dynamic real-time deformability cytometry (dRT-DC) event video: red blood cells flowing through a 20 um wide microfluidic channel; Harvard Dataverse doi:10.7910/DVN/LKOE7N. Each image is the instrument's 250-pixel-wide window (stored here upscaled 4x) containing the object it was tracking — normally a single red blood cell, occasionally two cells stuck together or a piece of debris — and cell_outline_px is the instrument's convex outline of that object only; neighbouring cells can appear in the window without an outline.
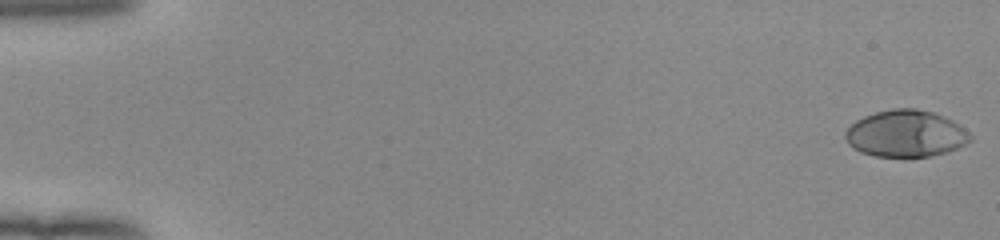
{"species": "human", "species_latin": "Homo sapiens", "temperature_condition": "room temperature", "stored_images_in_passage": 53, "camera_frame_rate_fps": 3000, "um_per_image_px": 0.085, "donor": {"sex": "female"}, "frame": {"image": 1, "passage_image": 1, "time_ms": 0.0, "image_size_px": [1000, 240], "cell_outline_px": [[972, 140], [956, 148], [932, 156], [876, 156], [860, 152], [852, 148], [848, 144], [844, 136], [844, 132], [856, 120], [864, 116], [876, 112], [892, 108], [916, 108], [932, 112], [944, 116], [952, 120], [964, 128], [972, 136]], "centroid_in_image_um": [76.97, 11.35], "position_along_channel_um": 8.0, "area_um2": 33.99}}
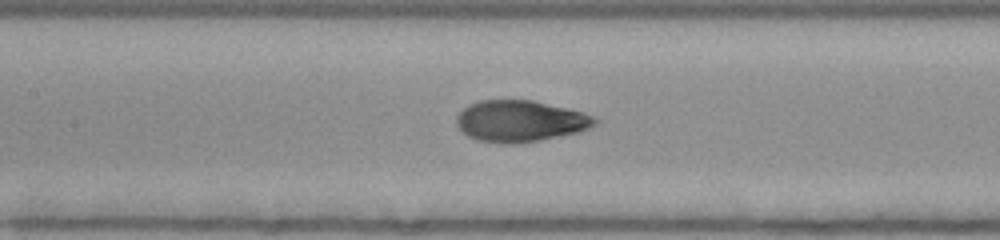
{"frame": {"image": 2, "passage_image": 26, "time_ms": 8.333, "image_size_px": [1000, 240], "cell_outline_px": [[600, 120], [596, 124], [580, 132], [540, 140], [516, 144], [500, 144], [476, 140], [468, 136], [456, 124], [456, 116], [468, 104], [480, 100], [532, 100], [568, 108], [584, 112]], "centroid_in_image_um": [44.22, 10.3], "position_along_channel_um": 163.2, "area_um2": 33.64}}
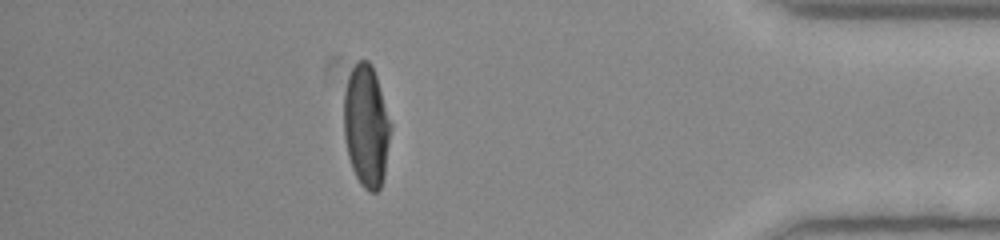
{"frame": {"image": 3, "passage_image": 47, "time_ms": 15.333, "image_size_px": [1000, 240], "cell_outline_px": [[392, 128], [384, 176], [380, 188], [376, 192], [368, 192], [360, 184], [352, 168], [348, 156], [344, 136], [344, 92], [348, 76], [352, 68], [360, 60], [368, 60], [372, 64], [392, 124]], "centroid_in_image_um": [31.14, 10.72], "position_along_channel_um": 404.1, "area_um2": 33.52}, "authors_computed_cell_mechanics": {"area_um2": 33.524, "velocity_mm_per_s": 3.9769, "shape_relaxation_time_tau1_ms": 3.5373, "shape_relaxation_time_tau2_ms": null, "deformation_change_tau1": 0.2286, "deformation_change_tau2": null}}